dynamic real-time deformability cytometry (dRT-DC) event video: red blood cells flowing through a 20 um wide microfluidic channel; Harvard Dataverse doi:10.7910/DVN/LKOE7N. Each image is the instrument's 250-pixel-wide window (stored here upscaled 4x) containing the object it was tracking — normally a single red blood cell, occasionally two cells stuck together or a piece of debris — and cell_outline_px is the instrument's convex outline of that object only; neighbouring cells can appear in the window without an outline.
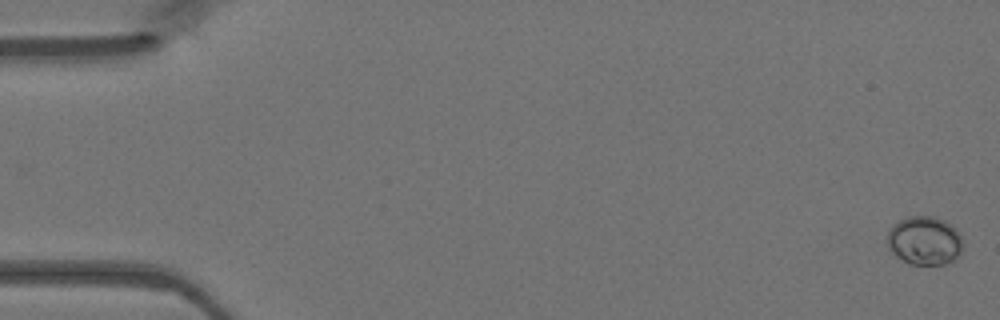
{"species": "Egyptian fruit bat (a non-hibernating species)", "species_latin": "Rousettus aegyptiacus", "temperature_condition": "warm", "stored_images_in_passage": 48, "camera_frame_rate_fps": 3000, "um_per_image_px": 0.085, "animal": {"sex": "female"}, "frame": {"image": 1, "passage_image": 1, "time_ms": 0.0, "image_size_px": [1000, 320], "cell_outline_px": [[964, 248], [960, 256], [956, 260], [944, 264], [912, 264], [896, 256], [888, 248], [888, 228], [892, 224], [908, 216], [932, 216], [944, 220], [960, 236], [964, 244]], "centroid_in_image_um": [78.59, 20.46], "position_along_channel_um": 6.4, "area_um2": 21.5}}
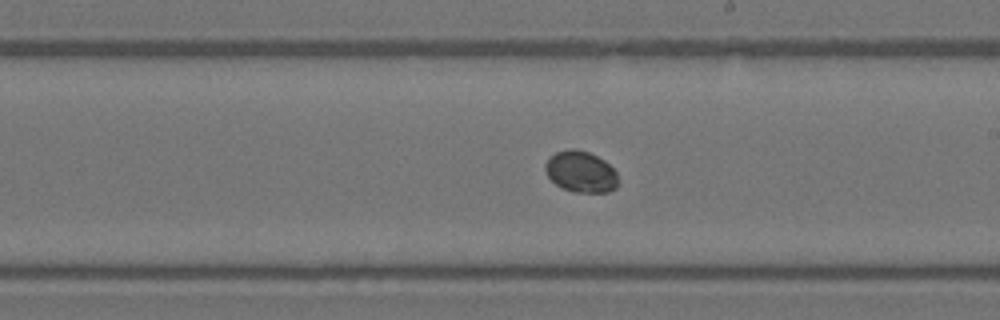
{"frame": {"image": 2, "passage_image": 28, "time_ms": 9.0, "image_size_px": [1000, 320], "cell_outline_px": [[616, 188], [608, 192], [572, 192], [556, 184], [548, 176], [544, 168], [544, 164], [556, 152], [572, 148], [588, 152], [604, 160], [616, 172]], "centroid_in_image_um": [49.35, 14.6], "position_along_channel_um": 239.6, "area_um2": 17.22}}
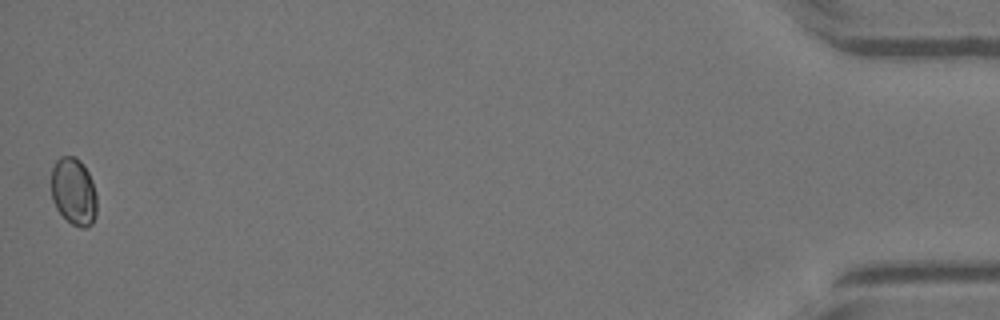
{"frame": {"image": 3, "passage_image": 48, "time_ms": 15.667, "image_size_px": [1000, 320], "cell_outline_px": [[96, 216], [92, 224], [88, 228], [80, 228], [72, 224], [56, 208], [52, 200], [52, 168], [56, 160], [60, 156], [76, 156], [80, 160], [88, 172], [92, 180], [96, 192]], "centroid_in_image_um": [6.28, 16.28], "position_along_channel_um": 428.9, "area_um2": 18.03}}